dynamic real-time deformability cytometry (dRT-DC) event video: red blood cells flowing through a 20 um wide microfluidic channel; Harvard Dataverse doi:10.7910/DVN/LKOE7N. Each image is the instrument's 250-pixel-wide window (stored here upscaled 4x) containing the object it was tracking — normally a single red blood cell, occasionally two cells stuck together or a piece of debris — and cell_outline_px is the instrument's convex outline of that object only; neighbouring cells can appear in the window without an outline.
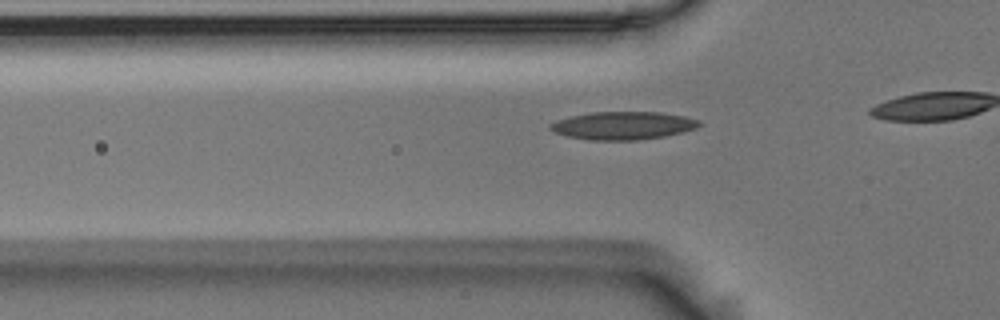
{"species": "Egyptian fruit bat (a non-hibernating species)", "species_latin": "Rousettus aegyptiacus", "temperature_condition": "room temperature", "stored_images_in_passage": 13, "camera_frame_rate_fps": 3000, "um_per_image_px": 0.085, "animal": {"sex": "male"}, "frame": {"image": 1, "passage_image": 4, "time_ms": 1.0, "image_size_px": [1000, 320], "cell_outline_px": [[704, 124], [696, 128], [664, 136], [636, 140], [592, 140], [568, 136], [556, 132], [548, 128], [548, 124], [556, 120], [572, 116], [592, 112], [660, 112], [684, 116], [700, 120]], "centroid_in_image_um": [52.97, 10.66], "position_along_channel_um": 72.8, "area_um2": 24.16}}
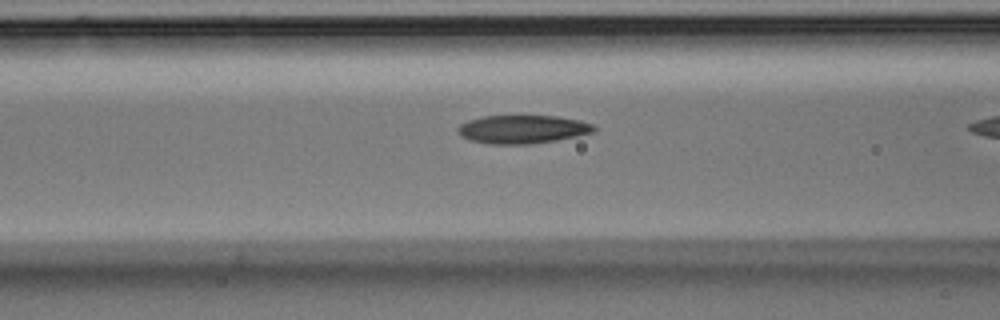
{"frame": {"image": 2, "passage_image": 8, "time_ms": 2.333, "image_size_px": [1000, 320], "cell_outline_px": [[596, 128], [592, 132], [576, 136], [556, 140], [528, 144], [488, 144], [468, 140], [460, 136], [456, 128], [460, 124], [468, 120], [484, 116], [556, 116], [580, 120], [596, 124]], "centroid_in_image_um": [44.39, 10.99], "position_along_channel_um": 122.2, "area_um2": 22.6}}
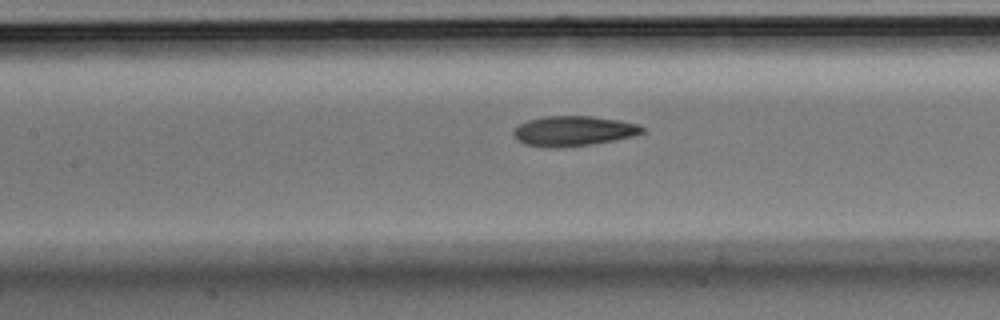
{"frame": {"image": 3, "passage_image": 11, "time_ms": 3.333, "image_size_px": [1000, 320], "cell_outline_px": [[644, 132], [632, 136], [592, 144], [524, 144], [516, 140], [512, 132], [520, 124], [528, 120], [544, 116], [592, 116], [620, 120], [640, 124], [644, 128]], "centroid_in_image_um": [48.8, 11.07], "position_along_channel_um": 158.6, "area_um2": 21.5}}